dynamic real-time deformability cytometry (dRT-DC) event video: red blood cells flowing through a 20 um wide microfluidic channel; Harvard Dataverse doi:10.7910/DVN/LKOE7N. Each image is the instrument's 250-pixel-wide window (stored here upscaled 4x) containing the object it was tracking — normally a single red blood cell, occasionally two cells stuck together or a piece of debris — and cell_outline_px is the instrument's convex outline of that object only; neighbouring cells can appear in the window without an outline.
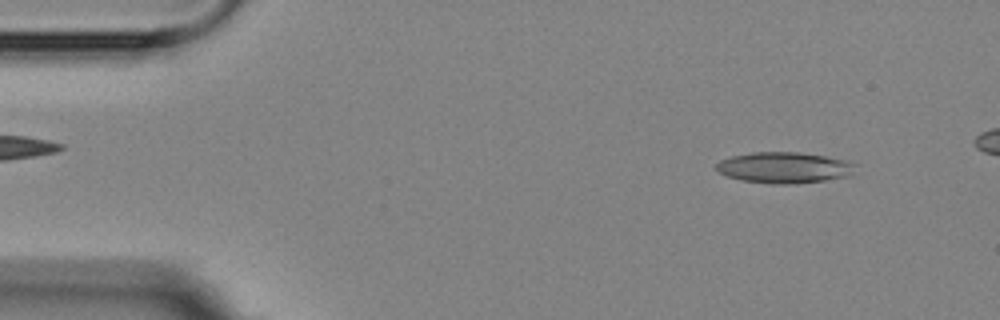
{"species": "Egyptian fruit bat (a non-hibernating species)", "species_latin": "Rousettus aegyptiacus", "temperature_condition": "room temperature", "stored_images_in_passage": 5, "camera_frame_rate_fps": 3000, "um_per_image_px": 0.085, "animal": {"sex": "female"}, "frame": {"image": 1, "passage_image": 1, "time_ms": 0.0, "image_size_px": [1000, 320], "cell_outline_px": [[860, 164], [848, 176], [824, 180], [796, 184], [772, 184], [744, 180], [728, 176], [720, 172], [716, 168], [716, 164], [720, 160], [732, 156], [752, 152], [800, 152], [824, 156], [844, 160]], "centroid_in_image_um": [66.69, 14.24], "position_along_channel_um": 18.3, "area_um2": 25.09}}